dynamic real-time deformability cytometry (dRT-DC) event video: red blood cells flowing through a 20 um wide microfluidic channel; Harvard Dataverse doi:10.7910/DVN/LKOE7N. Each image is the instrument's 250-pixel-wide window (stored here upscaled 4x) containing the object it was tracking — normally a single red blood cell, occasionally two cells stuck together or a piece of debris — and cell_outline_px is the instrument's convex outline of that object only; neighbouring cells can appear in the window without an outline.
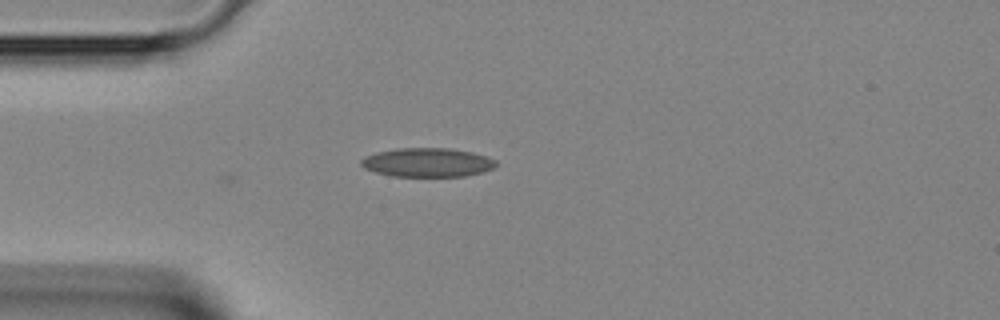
{"species": "Egyptian fruit bat (a non-hibernating species)", "species_latin": "Rousettus aegyptiacus", "temperature_condition": "room temperature", "stored_images_in_passage": 2, "camera_frame_rate_fps": 3000, "um_per_image_px": 0.085, "animal": {"sex": "female"}, "frame": {"image": 1, "passage_image": 2, "time_ms": 0.333, "image_size_px": [1000, 320], "cell_outline_px": [[496, 168], [484, 172], [464, 176], [392, 176], [376, 172], [364, 168], [360, 164], [360, 160], [364, 156], [376, 152], [396, 148], [448, 148], [472, 152], [488, 156], [496, 160]], "centroid_in_image_um": [36.34, 13.8], "position_along_channel_um": 48.7, "area_um2": 22.95}}